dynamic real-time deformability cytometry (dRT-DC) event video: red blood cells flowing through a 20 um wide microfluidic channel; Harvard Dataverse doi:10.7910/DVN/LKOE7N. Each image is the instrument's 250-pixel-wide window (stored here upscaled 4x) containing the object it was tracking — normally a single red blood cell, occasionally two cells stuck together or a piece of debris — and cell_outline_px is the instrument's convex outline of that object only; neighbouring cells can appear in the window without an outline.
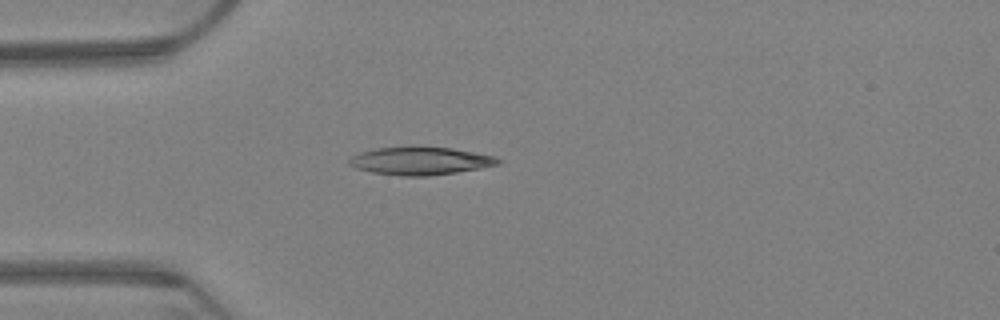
{"species": "Egyptian fruit bat (a non-hibernating species)", "species_latin": "Rousettus aegyptiacus", "temperature_condition": "warm", "stored_images_in_passage": 47, "camera_frame_rate_fps": 3000, "um_per_image_px": 0.085, "animal": {"sex": "female"}, "frame": {"image": 1, "passage_image": 1, "time_ms": 0.0, "image_size_px": [1000, 320], "cell_outline_px": [[504, 160], [500, 164], [480, 168], [456, 172], [428, 176], [400, 176], [372, 172], [356, 168], [348, 164], [348, 160], [352, 156], [360, 152], [376, 148], [452, 148], [496, 156]], "centroid_in_image_um": [35.76, 13.69], "position_along_channel_um": 49.2, "area_um2": 23.87}}
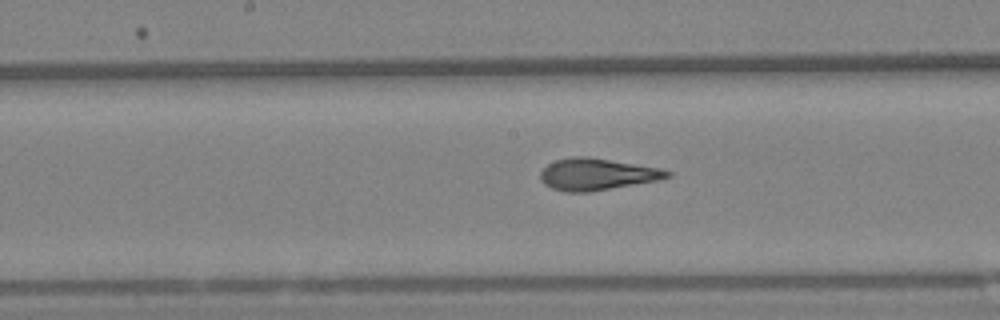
{"frame": {"image": 2, "passage_image": 16, "time_ms": 5.0, "image_size_px": [1000, 320], "cell_outline_px": [[672, 176], [656, 180], [588, 192], [568, 192], [552, 188], [544, 184], [540, 180], [540, 172], [548, 164], [556, 160], [572, 156], [588, 156], [660, 168], [672, 172]], "centroid_in_image_um": [50.71, 14.8], "position_along_channel_um": 197.5, "area_um2": 23.29}}
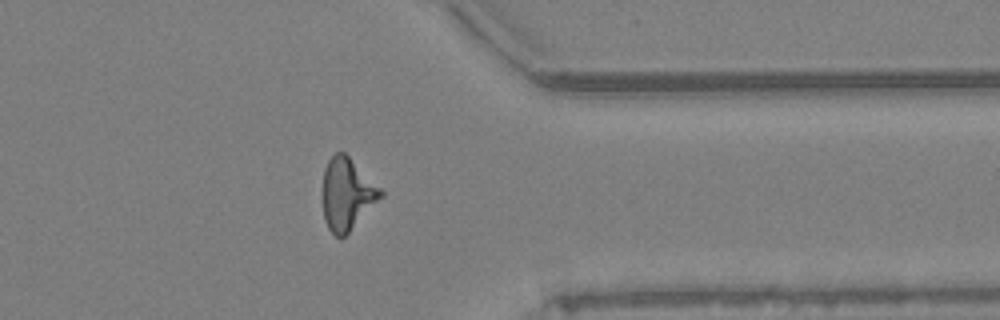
{"frame": {"image": 3, "passage_image": 34, "time_ms": 11.0, "image_size_px": [1000, 320], "cell_outline_px": [[384, 196], [340, 240], [328, 228], [324, 220], [324, 168], [328, 160], [336, 152], [344, 152], [384, 192]], "centroid_in_image_um": [29.5, 16.51], "position_along_channel_um": 381.9, "area_um2": 23.81}, "authors_computed_cell_mechanics": {"area_um2": 23.3512, "velocity_mm_per_s": 3.22, "shape_relaxation_time_tau1_ms": 5.9703, "shape_relaxation_time_tau2_ms": 1.6082, "deformation_change_tau1": 0.1872, "deformation_change_tau2": 0.1031}}